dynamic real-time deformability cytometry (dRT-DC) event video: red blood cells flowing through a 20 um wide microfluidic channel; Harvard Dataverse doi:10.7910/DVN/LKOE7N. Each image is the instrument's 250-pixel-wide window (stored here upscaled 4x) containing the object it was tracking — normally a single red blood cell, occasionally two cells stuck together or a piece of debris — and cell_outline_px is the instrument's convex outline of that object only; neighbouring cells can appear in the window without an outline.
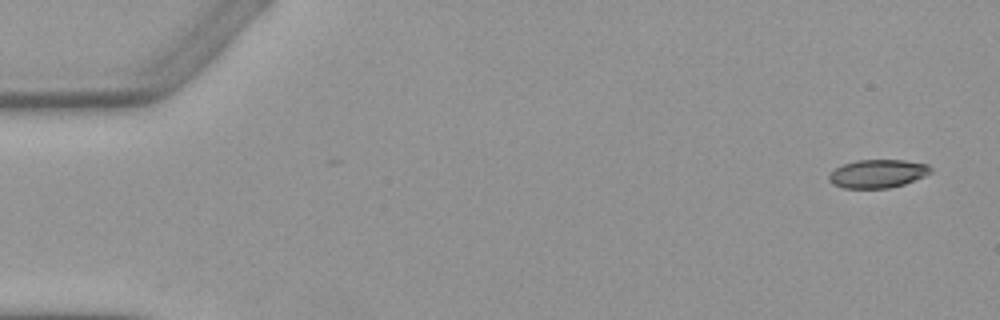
{"species": "Egyptian fruit bat (a non-hibernating species)", "species_latin": "Rousettus aegyptiacus", "temperature_condition": "warm", "stored_images_in_passage": 5, "camera_frame_rate_fps": 3000, "um_per_image_px": 0.085, "animal": {"sex": "female"}, "frame": {"image": 1, "passage_image": 1, "time_ms": 0.0, "image_size_px": [1000, 320], "cell_outline_px": [[932, 172], [924, 176], [904, 184], [888, 188], [844, 188], [832, 184], [828, 180], [828, 176], [836, 168], [844, 164], [856, 160], [904, 160], [928, 164], [932, 168]], "centroid_in_image_um": [74.61, 14.76], "position_along_channel_um": 10.4, "area_um2": 16.76}}
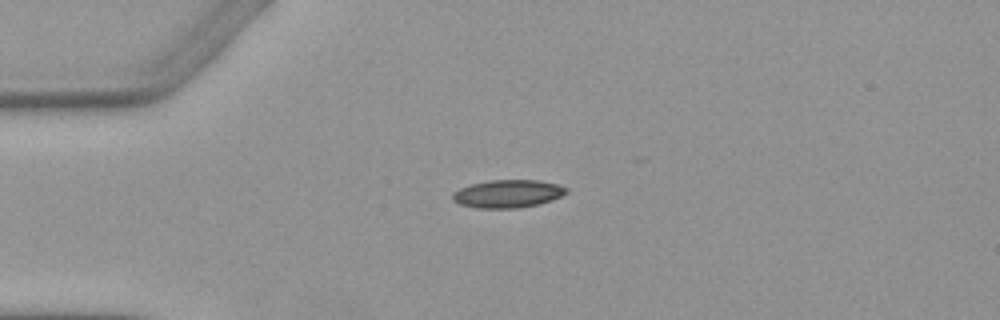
{"frame": {"image": 2, "passage_image": 4, "time_ms": 3.667, "image_size_px": [1000, 320], "cell_outline_px": [[568, 192], [552, 200], [520, 208], [476, 208], [460, 204], [452, 200], [452, 192], [460, 188], [472, 184], [488, 180], [536, 180], [556, 184], [568, 188]], "centroid_in_image_um": [43.13, 16.47], "position_along_channel_um": 41.9, "area_um2": 18.44}}